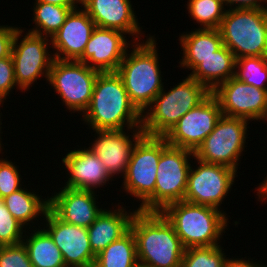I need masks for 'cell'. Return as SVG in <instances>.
I'll return each mask as SVG.
<instances>
[{"label":"cell","instance_id":"60d3db41","mask_svg":"<svg viewBox=\"0 0 267 267\" xmlns=\"http://www.w3.org/2000/svg\"><path fill=\"white\" fill-rule=\"evenodd\" d=\"M4 102H5L4 99H1V98H0V107H2L1 104L4 103ZM1 114H2V112L0 113V126L2 125L1 116H3V115H1ZM2 133H3V132H1V127H0V134H2ZM1 139H2V138H1V135H0V151L3 150V149H2V145H3V144L1 143V142H2Z\"/></svg>","mask_w":267,"mask_h":267},{"label":"cell","instance_id":"4dcf8cb0","mask_svg":"<svg viewBox=\"0 0 267 267\" xmlns=\"http://www.w3.org/2000/svg\"><path fill=\"white\" fill-rule=\"evenodd\" d=\"M220 245L185 249L180 267H223L225 251Z\"/></svg>","mask_w":267,"mask_h":267},{"label":"cell","instance_id":"d4e9b609","mask_svg":"<svg viewBox=\"0 0 267 267\" xmlns=\"http://www.w3.org/2000/svg\"><path fill=\"white\" fill-rule=\"evenodd\" d=\"M5 206L24 227L31 229V223L36 224L33 220H37L39 216L45 217L49 209V197L43 199L37 193L27 190L22 187L21 189L11 193L10 195L2 198Z\"/></svg>","mask_w":267,"mask_h":267},{"label":"cell","instance_id":"836d02e7","mask_svg":"<svg viewBox=\"0 0 267 267\" xmlns=\"http://www.w3.org/2000/svg\"><path fill=\"white\" fill-rule=\"evenodd\" d=\"M0 267H33L24 244L3 245L0 248Z\"/></svg>","mask_w":267,"mask_h":267},{"label":"cell","instance_id":"cb8c5ba5","mask_svg":"<svg viewBox=\"0 0 267 267\" xmlns=\"http://www.w3.org/2000/svg\"><path fill=\"white\" fill-rule=\"evenodd\" d=\"M235 68L234 54L223 45L211 56L203 59L188 76L205 85L212 92L219 84L235 76Z\"/></svg>","mask_w":267,"mask_h":267},{"label":"cell","instance_id":"7402d4cb","mask_svg":"<svg viewBox=\"0 0 267 267\" xmlns=\"http://www.w3.org/2000/svg\"><path fill=\"white\" fill-rule=\"evenodd\" d=\"M126 210L122 206H118L115 210L104 209L87 228L90 246L95 255H98L110 243L119 239L130 229L132 217L137 209L133 212Z\"/></svg>","mask_w":267,"mask_h":267},{"label":"cell","instance_id":"f546056e","mask_svg":"<svg viewBox=\"0 0 267 267\" xmlns=\"http://www.w3.org/2000/svg\"><path fill=\"white\" fill-rule=\"evenodd\" d=\"M235 77L245 84L267 90V56L236 59Z\"/></svg>","mask_w":267,"mask_h":267},{"label":"cell","instance_id":"8d00e7d4","mask_svg":"<svg viewBox=\"0 0 267 267\" xmlns=\"http://www.w3.org/2000/svg\"><path fill=\"white\" fill-rule=\"evenodd\" d=\"M229 9H267V0H222ZM266 4V5H264Z\"/></svg>","mask_w":267,"mask_h":267},{"label":"cell","instance_id":"d590c367","mask_svg":"<svg viewBox=\"0 0 267 267\" xmlns=\"http://www.w3.org/2000/svg\"><path fill=\"white\" fill-rule=\"evenodd\" d=\"M19 28L11 25L0 26V59L11 55L13 39Z\"/></svg>","mask_w":267,"mask_h":267},{"label":"cell","instance_id":"9a60e30c","mask_svg":"<svg viewBox=\"0 0 267 267\" xmlns=\"http://www.w3.org/2000/svg\"><path fill=\"white\" fill-rule=\"evenodd\" d=\"M40 219L46 221L43 229L62 252L66 267L94 266L96 255L91 249L87 228L64 222L50 209Z\"/></svg>","mask_w":267,"mask_h":267},{"label":"cell","instance_id":"e0dca14e","mask_svg":"<svg viewBox=\"0 0 267 267\" xmlns=\"http://www.w3.org/2000/svg\"><path fill=\"white\" fill-rule=\"evenodd\" d=\"M125 35L118 30L96 26L78 61L99 72H116L130 49L131 43Z\"/></svg>","mask_w":267,"mask_h":267},{"label":"cell","instance_id":"74e56055","mask_svg":"<svg viewBox=\"0 0 267 267\" xmlns=\"http://www.w3.org/2000/svg\"><path fill=\"white\" fill-rule=\"evenodd\" d=\"M253 259H251V261L245 260L243 258H230L229 257L225 259L223 267H267V265L265 264H261L258 262H254L252 261ZM261 264V265H260Z\"/></svg>","mask_w":267,"mask_h":267},{"label":"cell","instance_id":"5bb4252c","mask_svg":"<svg viewBox=\"0 0 267 267\" xmlns=\"http://www.w3.org/2000/svg\"><path fill=\"white\" fill-rule=\"evenodd\" d=\"M221 116L219 102L211 93L203 102L180 118L164 138L168 145L195 152L204 139L212 133Z\"/></svg>","mask_w":267,"mask_h":267},{"label":"cell","instance_id":"d6a6232c","mask_svg":"<svg viewBox=\"0 0 267 267\" xmlns=\"http://www.w3.org/2000/svg\"><path fill=\"white\" fill-rule=\"evenodd\" d=\"M19 174L18 167L11 160L0 158V198L22 188V177Z\"/></svg>","mask_w":267,"mask_h":267},{"label":"cell","instance_id":"f1b7e54d","mask_svg":"<svg viewBox=\"0 0 267 267\" xmlns=\"http://www.w3.org/2000/svg\"><path fill=\"white\" fill-rule=\"evenodd\" d=\"M186 5L201 29H219L227 10L222 0H188Z\"/></svg>","mask_w":267,"mask_h":267},{"label":"cell","instance_id":"4fadbf2b","mask_svg":"<svg viewBox=\"0 0 267 267\" xmlns=\"http://www.w3.org/2000/svg\"><path fill=\"white\" fill-rule=\"evenodd\" d=\"M224 116L265 121L267 90L245 84L235 76L219 84L212 92Z\"/></svg>","mask_w":267,"mask_h":267},{"label":"cell","instance_id":"5b68a950","mask_svg":"<svg viewBox=\"0 0 267 267\" xmlns=\"http://www.w3.org/2000/svg\"><path fill=\"white\" fill-rule=\"evenodd\" d=\"M165 88L142 113V131L147 136L164 137L192 108L198 106L211 91L187 76L168 92Z\"/></svg>","mask_w":267,"mask_h":267},{"label":"cell","instance_id":"ffe728a7","mask_svg":"<svg viewBox=\"0 0 267 267\" xmlns=\"http://www.w3.org/2000/svg\"><path fill=\"white\" fill-rule=\"evenodd\" d=\"M132 6L131 0H81L80 7L89 14L96 26L121 31L134 36V42H139L143 28Z\"/></svg>","mask_w":267,"mask_h":267},{"label":"cell","instance_id":"484cf974","mask_svg":"<svg viewBox=\"0 0 267 267\" xmlns=\"http://www.w3.org/2000/svg\"><path fill=\"white\" fill-rule=\"evenodd\" d=\"M25 231L22 243L27 248L33 267H66L62 252L55 245L51 236L39 226ZM29 234V236L26 234Z\"/></svg>","mask_w":267,"mask_h":267},{"label":"cell","instance_id":"44dd1931","mask_svg":"<svg viewBox=\"0 0 267 267\" xmlns=\"http://www.w3.org/2000/svg\"><path fill=\"white\" fill-rule=\"evenodd\" d=\"M67 173L64 187L94 191L112 180L100 158L88 148L70 150L62 158Z\"/></svg>","mask_w":267,"mask_h":267},{"label":"cell","instance_id":"1f68e13d","mask_svg":"<svg viewBox=\"0 0 267 267\" xmlns=\"http://www.w3.org/2000/svg\"><path fill=\"white\" fill-rule=\"evenodd\" d=\"M25 227L16 220L0 198V244L15 245L21 243L25 234Z\"/></svg>","mask_w":267,"mask_h":267},{"label":"cell","instance_id":"d6986e66","mask_svg":"<svg viewBox=\"0 0 267 267\" xmlns=\"http://www.w3.org/2000/svg\"><path fill=\"white\" fill-rule=\"evenodd\" d=\"M95 27V22L83 8L71 10L64 24L51 37L54 59L78 61Z\"/></svg>","mask_w":267,"mask_h":267},{"label":"cell","instance_id":"8992f818","mask_svg":"<svg viewBox=\"0 0 267 267\" xmlns=\"http://www.w3.org/2000/svg\"><path fill=\"white\" fill-rule=\"evenodd\" d=\"M167 140L159 136L144 135L135 145L123 178V191L136 199L142 212H155V183L158 162Z\"/></svg>","mask_w":267,"mask_h":267},{"label":"cell","instance_id":"603a6c76","mask_svg":"<svg viewBox=\"0 0 267 267\" xmlns=\"http://www.w3.org/2000/svg\"><path fill=\"white\" fill-rule=\"evenodd\" d=\"M179 38L183 49L180 66L191 71L224 45L219 29L198 28L181 34Z\"/></svg>","mask_w":267,"mask_h":267},{"label":"cell","instance_id":"f35d334b","mask_svg":"<svg viewBox=\"0 0 267 267\" xmlns=\"http://www.w3.org/2000/svg\"><path fill=\"white\" fill-rule=\"evenodd\" d=\"M35 2H44L53 5L68 7L71 10L77 9L79 8L78 5H81V0H35Z\"/></svg>","mask_w":267,"mask_h":267},{"label":"cell","instance_id":"2e32d148","mask_svg":"<svg viewBox=\"0 0 267 267\" xmlns=\"http://www.w3.org/2000/svg\"><path fill=\"white\" fill-rule=\"evenodd\" d=\"M126 130H94L97 138L88 147L101 162L112 177L125 175L132 151L136 143L145 135L142 127L131 128L133 135L127 134ZM133 137V138H131ZM132 139V140H131ZM123 173V174H122Z\"/></svg>","mask_w":267,"mask_h":267},{"label":"cell","instance_id":"30bf717a","mask_svg":"<svg viewBox=\"0 0 267 267\" xmlns=\"http://www.w3.org/2000/svg\"><path fill=\"white\" fill-rule=\"evenodd\" d=\"M22 33L24 29L19 28L14 36L11 56L17 86L21 92H25L40 77H45L48 81L54 56L48 50V47L51 48V39L30 32L23 36Z\"/></svg>","mask_w":267,"mask_h":267},{"label":"cell","instance_id":"e575fe53","mask_svg":"<svg viewBox=\"0 0 267 267\" xmlns=\"http://www.w3.org/2000/svg\"><path fill=\"white\" fill-rule=\"evenodd\" d=\"M15 88L21 90L15 80L13 58L10 55L0 59V98L6 100Z\"/></svg>","mask_w":267,"mask_h":267},{"label":"cell","instance_id":"52a82bcc","mask_svg":"<svg viewBox=\"0 0 267 267\" xmlns=\"http://www.w3.org/2000/svg\"><path fill=\"white\" fill-rule=\"evenodd\" d=\"M219 31L236 59L267 56V9H227Z\"/></svg>","mask_w":267,"mask_h":267},{"label":"cell","instance_id":"9c48e42d","mask_svg":"<svg viewBox=\"0 0 267 267\" xmlns=\"http://www.w3.org/2000/svg\"><path fill=\"white\" fill-rule=\"evenodd\" d=\"M98 74L99 71L85 63L54 59L48 84L54 87L69 112L84 113L90 105Z\"/></svg>","mask_w":267,"mask_h":267},{"label":"cell","instance_id":"7a4b0ae2","mask_svg":"<svg viewBox=\"0 0 267 267\" xmlns=\"http://www.w3.org/2000/svg\"><path fill=\"white\" fill-rule=\"evenodd\" d=\"M141 267H180L185 248L161 212L137 210L130 223Z\"/></svg>","mask_w":267,"mask_h":267},{"label":"cell","instance_id":"7c38bea8","mask_svg":"<svg viewBox=\"0 0 267 267\" xmlns=\"http://www.w3.org/2000/svg\"><path fill=\"white\" fill-rule=\"evenodd\" d=\"M192 165L188 174L184 201L220 210L221 204L231 191L237 171L219 164L202 162ZM236 175V176H235Z\"/></svg>","mask_w":267,"mask_h":267},{"label":"cell","instance_id":"83f0119b","mask_svg":"<svg viewBox=\"0 0 267 267\" xmlns=\"http://www.w3.org/2000/svg\"><path fill=\"white\" fill-rule=\"evenodd\" d=\"M33 11V21L35 25L31 30L29 29L28 32L48 38L50 37L51 39L64 24L71 9L50 3L35 2Z\"/></svg>","mask_w":267,"mask_h":267},{"label":"cell","instance_id":"ac0fdd59","mask_svg":"<svg viewBox=\"0 0 267 267\" xmlns=\"http://www.w3.org/2000/svg\"><path fill=\"white\" fill-rule=\"evenodd\" d=\"M60 189L49 197V209L66 223L88 228L104 210L98 206L96 191Z\"/></svg>","mask_w":267,"mask_h":267},{"label":"cell","instance_id":"3957f363","mask_svg":"<svg viewBox=\"0 0 267 267\" xmlns=\"http://www.w3.org/2000/svg\"><path fill=\"white\" fill-rule=\"evenodd\" d=\"M133 42L116 71L123 80L130 101L143 113L164 88L154 36ZM134 47V48H133Z\"/></svg>","mask_w":267,"mask_h":267},{"label":"cell","instance_id":"ab89813d","mask_svg":"<svg viewBox=\"0 0 267 267\" xmlns=\"http://www.w3.org/2000/svg\"><path fill=\"white\" fill-rule=\"evenodd\" d=\"M257 192V198L259 201H266L267 200V176L265 177L264 181L260 182L259 186L255 188Z\"/></svg>","mask_w":267,"mask_h":267},{"label":"cell","instance_id":"8fae6325","mask_svg":"<svg viewBox=\"0 0 267 267\" xmlns=\"http://www.w3.org/2000/svg\"><path fill=\"white\" fill-rule=\"evenodd\" d=\"M191 158H195L194 152L180 147L168 145L162 151L155 183V212L184 200Z\"/></svg>","mask_w":267,"mask_h":267},{"label":"cell","instance_id":"4316f807","mask_svg":"<svg viewBox=\"0 0 267 267\" xmlns=\"http://www.w3.org/2000/svg\"><path fill=\"white\" fill-rule=\"evenodd\" d=\"M136 240L131 229L96 255L93 267H138Z\"/></svg>","mask_w":267,"mask_h":267},{"label":"cell","instance_id":"6da1fadb","mask_svg":"<svg viewBox=\"0 0 267 267\" xmlns=\"http://www.w3.org/2000/svg\"><path fill=\"white\" fill-rule=\"evenodd\" d=\"M82 119L92 130H124V127L129 130L141 127L142 113L130 101L117 72H99Z\"/></svg>","mask_w":267,"mask_h":267},{"label":"cell","instance_id":"277c9868","mask_svg":"<svg viewBox=\"0 0 267 267\" xmlns=\"http://www.w3.org/2000/svg\"><path fill=\"white\" fill-rule=\"evenodd\" d=\"M161 213L173 225L185 249L219 245L229 222L223 210L184 200L168 204Z\"/></svg>","mask_w":267,"mask_h":267},{"label":"cell","instance_id":"ba28073f","mask_svg":"<svg viewBox=\"0 0 267 267\" xmlns=\"http://www.w3.org/2000/svg\"><path fill=\"white\" fill-rule=\"evenodd\" d=\"M249 120L222 115L214 130L194 152V157L202 162L219 164L238 170L239 160L247 139Z\"/></svg>","mask_w":267,"mask_h":267}]
</instances>
